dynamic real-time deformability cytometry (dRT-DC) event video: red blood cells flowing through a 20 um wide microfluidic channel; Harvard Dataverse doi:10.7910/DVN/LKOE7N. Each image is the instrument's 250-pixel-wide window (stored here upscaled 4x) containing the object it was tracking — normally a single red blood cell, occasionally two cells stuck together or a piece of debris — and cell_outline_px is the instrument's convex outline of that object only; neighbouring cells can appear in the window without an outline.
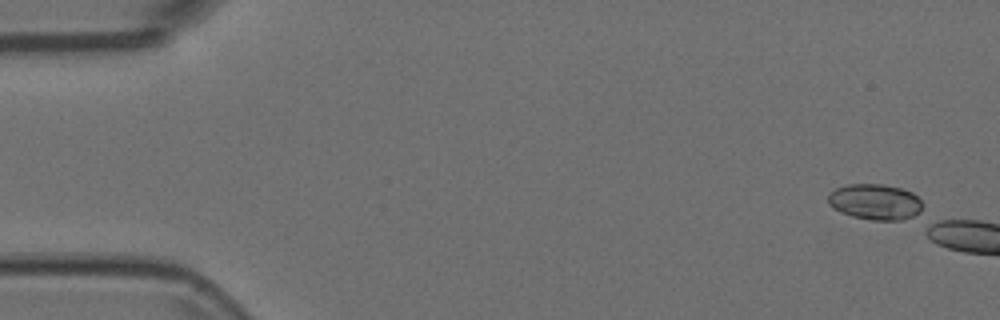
{"species": "Egyptian fruit bat (a non-hibernating species)", "species_latin": "Rousettus aegyptiacus", "temperature_condition": "room temperature", "stored_images_in_passage": 1, "camera_frame_rate_fps": 3000, "um_per_image_px": 0.085, "animal": {"sex": "female"}, "frame": {"image": 1, "passage_image": 1, "time_ms": 0.0, "image_size_px": [1000, 320], "cell_outline_px": [[924, 204], [920, 216], [904, 220], [872, 220], [852, 216], [840, 212], [832, 208], [828, 204], [828, 196], [836, 188], [848, 184], [880, 184], [900, 188], [912, 192]], "centroid_in_image_um": [74.44, 17.18], "position_along_channel_um": 10.6, "area_um2": 20.0}}